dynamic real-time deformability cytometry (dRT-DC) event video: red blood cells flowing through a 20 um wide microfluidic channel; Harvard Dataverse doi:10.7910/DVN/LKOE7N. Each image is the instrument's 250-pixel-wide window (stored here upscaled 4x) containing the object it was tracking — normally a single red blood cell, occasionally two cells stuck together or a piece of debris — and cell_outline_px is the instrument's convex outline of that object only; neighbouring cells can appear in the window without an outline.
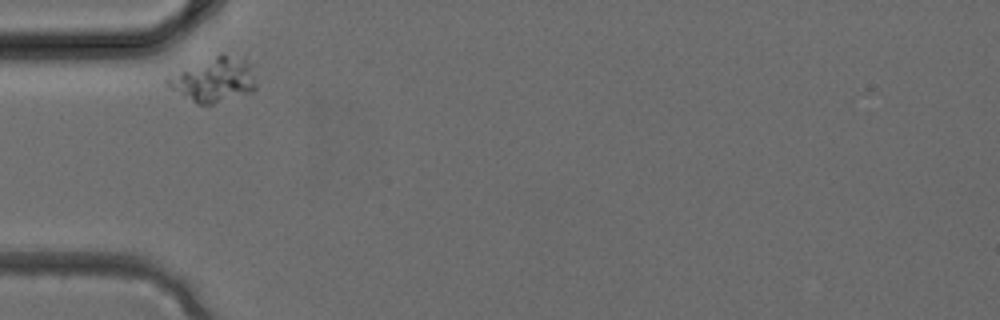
{"species": "common noctule bat (a hibernating species)", "species_latin": "Nyctalus noctula", "temperature_condition": "cold", "stored_images_in_passage": 2, "camera_frame_rate_fps": 3000, "um_per_image_px": 0.085, "animal": {"sex": "female", "body_mass_g": 24.6, "forearm_length_mm": 56.2}, "frame": {"image": 1, "passage_image": 2, "time_ms": 0.333, "image_size_px": [1000, 320], "cell_outline_px": [[256, 88], [252, 92], [212, 104], [196, 104], [172, 88], [164, 80], [216, 56], [244, 56], [252, 64], [256, 84]], "centroid_in_image_um": [18.31, 6.8], "position_along_channel_um": 66.7, "area_um2": 21.96}}